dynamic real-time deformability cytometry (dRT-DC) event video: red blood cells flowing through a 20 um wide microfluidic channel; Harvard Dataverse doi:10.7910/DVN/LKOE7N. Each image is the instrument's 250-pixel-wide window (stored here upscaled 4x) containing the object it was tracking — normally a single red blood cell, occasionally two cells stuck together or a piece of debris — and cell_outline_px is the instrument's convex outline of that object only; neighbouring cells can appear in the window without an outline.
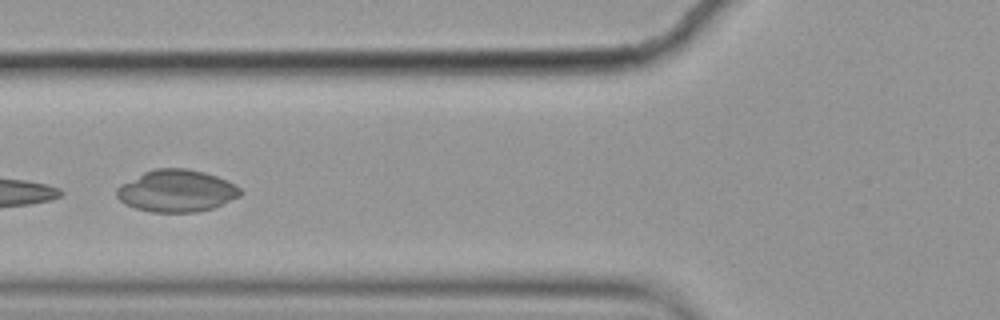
{"species": "common noctule bat (a hibernating species)", "species_latin": "Nyctalus noctula", "temperature_condition": "cold", "stored_images_in_passage": 5, "camera_frame_rate_fps": 3000, "um_per_image_px": 0.085, "animal": {"sex": "female", "body_mass_g": 19.9}, "frame": {"image": 1, "passage_image": 5, "time_ms": 1.333, "image_size_px": [1000, 320], "cell_outline_px": [[244, 192], [240, 196], [212, 208], [196, 212], [152, 212], [136, 208], [124, 204], [116, 196], [116, 188], [120, 184], [144, 172], [156, 168], [188, 168], [204, 172], [216, 176], [240, 188]], "centroid_in_image_um": [14.98, 16.22], "position_along_channel_um": 110.8, "area_um2": 30.23}}